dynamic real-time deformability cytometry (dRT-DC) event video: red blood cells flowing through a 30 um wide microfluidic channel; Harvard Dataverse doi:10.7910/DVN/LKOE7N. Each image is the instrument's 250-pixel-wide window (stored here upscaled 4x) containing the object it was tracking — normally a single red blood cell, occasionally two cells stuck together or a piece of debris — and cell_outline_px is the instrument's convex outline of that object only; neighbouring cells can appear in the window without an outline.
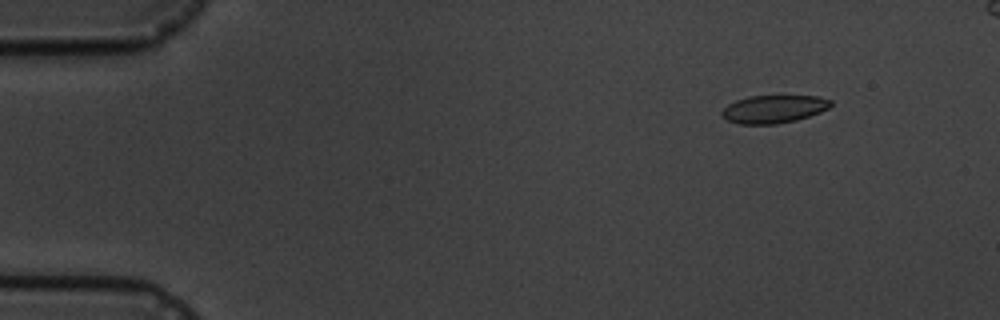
{"species": "common noctule bat (a hibernating species)", "species_latin": "Nyctalus noctula", "temperature_condition": "cold", "stored_images_in_passage": 6, "segment_of_instrument_passage": [1, 2], "camera_frame_rate_fps": 3000, "um_per_image_px": 0.085, "animal": {"sex": "male", "body_mass_g": 19.5, "forearm_length_mm": 54.6}, "frame": {"image": 1, "passage_image": 2, "time_ms": 1.0, "image_size_px": [1000, 320], "cell_outline_px": [[832, 104], [828, 108], [820, 112], [796, 120], [776, 124], [740, 124], [728, 120], [720, 112], [728, 104], [736, 100], [748, 96], [820, 96], [832, 100]], "centroid_in_image_um": [65.78, 9.26], "position_along_channel_um": 19.2, "area_um2": 17.63}}